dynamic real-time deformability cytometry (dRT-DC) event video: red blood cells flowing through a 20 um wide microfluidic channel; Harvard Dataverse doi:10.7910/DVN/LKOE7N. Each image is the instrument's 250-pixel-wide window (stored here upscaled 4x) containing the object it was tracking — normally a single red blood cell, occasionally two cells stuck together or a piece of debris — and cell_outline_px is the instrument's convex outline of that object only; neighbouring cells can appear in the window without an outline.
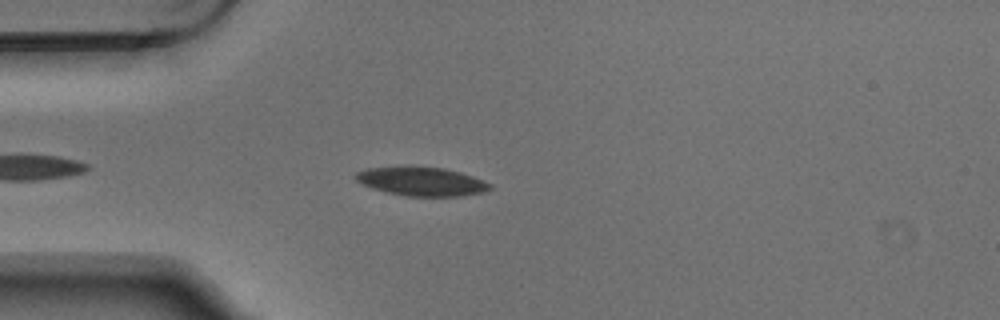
{"species": "Egyptian fruit bat (a non-hibernating species)", "species_latin": "Rousettus aegyptiacus", "temperature_condition": "warm", "stored_images_in_passage": 2, "camera_frame_rate_fps": 3000, "um_per_image_px": 0.085, "animal": {"sex": "male"}, "frame": {"image": 1, "passage_image": 1, "time_ms": 0.0, "image_size_px": [1000, 320], "cell_outline_px": [[492, 188], [484, 192], [460, 196], [408, 196], [388, 192], [372, 188], [360, 184], [352, 176], [356, 172], [364, 168], [444, 168], [460, 172], [472, 176], [492, 184]], "centroid_in_image_um": [35.83, 15.44], "position_along_channel_um": 49.2, "area_um2": 22.08}}